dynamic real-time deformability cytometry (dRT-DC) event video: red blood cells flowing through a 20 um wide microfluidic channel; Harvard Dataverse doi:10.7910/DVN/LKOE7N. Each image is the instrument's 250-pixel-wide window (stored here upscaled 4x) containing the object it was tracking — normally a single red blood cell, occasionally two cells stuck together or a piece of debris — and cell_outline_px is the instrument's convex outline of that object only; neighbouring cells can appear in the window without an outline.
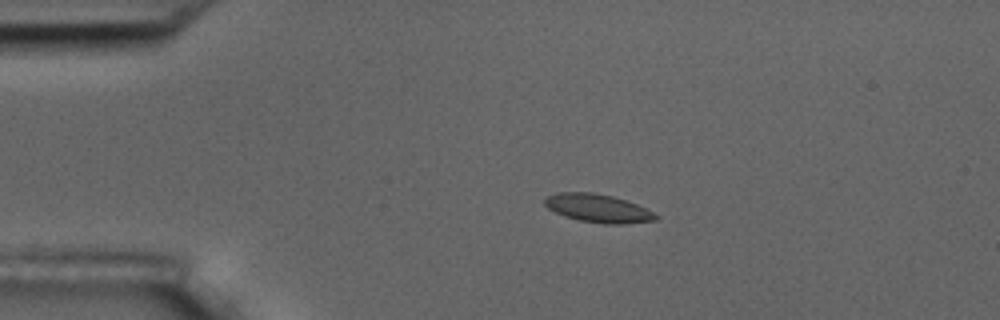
{"species": "common noctule bat (a hibernating species)", "species_latin": "Nyctalus noctula", "temperature_condition": "room temperature", "stored_images_in_passage": 14, "camera_frame_rate_fps": 3000, "um_per_image_px": 0.085, "animal": {"sex": "male", "body_mass_g": 17.5, "forearm_length_mm": 52.3}, "frame": {"image": 1, "passage_image": 3, "time_ms": 2.0, "image_size_px": [1000, 320], "cell_outline_px": [[660, 216], [656, 220], [624, 224], [604, 224], [580, 220], [564, 216], [548, 208], [544, 204], [544, 200], [548, 196], [556, 192], [592, 192], [612, 196], [636, 204]], "centroid_in_image_um": [50.82, 17.7], "position_along_channel_um": 34.2, "area_um2": 18.15}}
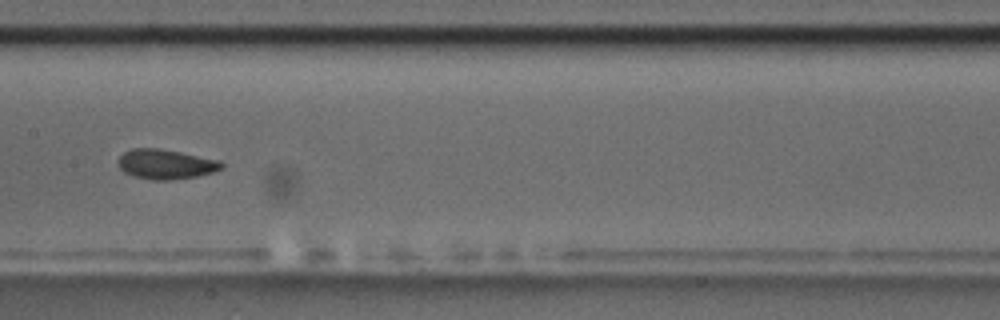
{"frame": {"image": 2, "passage_image": 7, "time_ms": 7.667, "image_size_px": [1000, 320], "cell_outline_px": [[224, 168], [212, 172], [196, 176], [168, 180], [152, 180], [132, 176], [124, 172], [120, 168], [116, 160], [124, 152], [132, 148], [160, 148], [220, 160], [224, 164]], "centroid_in_image_um": [14.06, 13.95], "position_along_channel_um": 193.3, "area_um2": 18.03}}
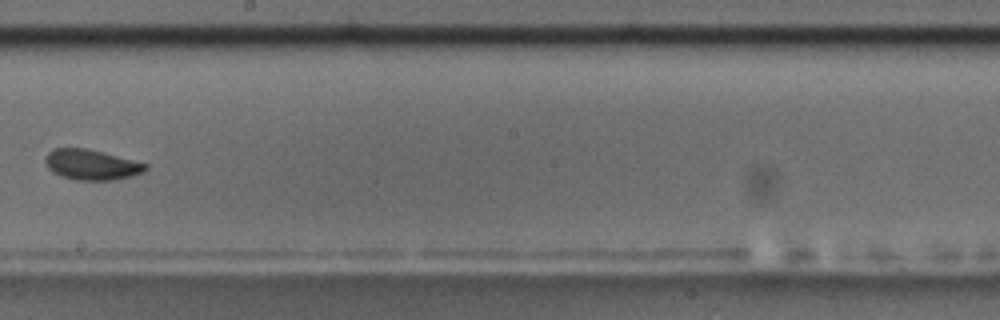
{"frame": {"image": 3, "passage_image": 8, "time_ms": 9.0, "image_size_px": [1000, 320], "cell_outline_px": [[148, 168], [144, 172], [132, 176], [112, 180], [76, 180], [60, 176], [52, 172], [48, 168], [44, 160], [44, 156], [52, 148], [84, 148], [104, 152], [148, 164]], "centroid_in_image_um": [7.75, 14.0], "position_along_channel_um": 240.4, "area_um2": 17.92}, "authors_computed_cell_mechanics": {"area_um2": 17.4267, "velocity_mm_per_s": 3.5494, "shape_relaxation_time_tau1_ms": 1.4913, "shape_relaxation_time_tau2_ms": 1.4748, "deformation_change_tau1": 0.0764, "deformation_change_tau2": 0.0492}}